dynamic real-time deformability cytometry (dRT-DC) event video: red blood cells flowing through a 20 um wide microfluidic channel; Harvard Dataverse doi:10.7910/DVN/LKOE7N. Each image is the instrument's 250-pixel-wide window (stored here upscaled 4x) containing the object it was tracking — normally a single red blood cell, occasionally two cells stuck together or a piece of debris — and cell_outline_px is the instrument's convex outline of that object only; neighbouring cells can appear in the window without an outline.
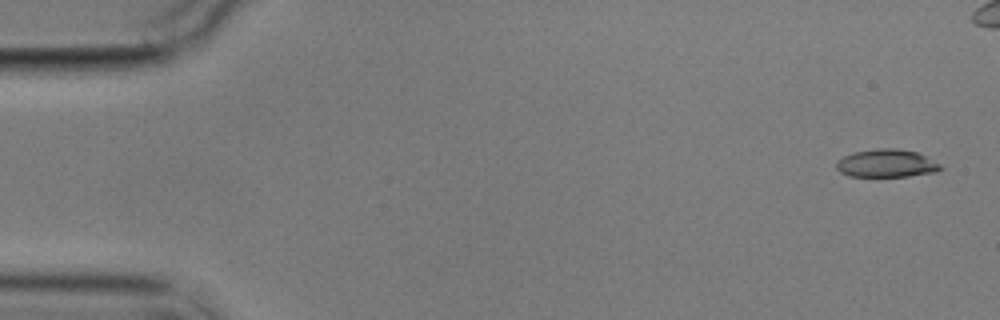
{"species": "common noctule bat (a hibernating species)", "species_latin": "Nyctalus noctula", "temperature_condition": "cold", "stored_images_in_passage": 6, "camera_frame_rate_fps": 3000, "um_per_image_px": 0.085, "animal": {"sex": "male", "body_mass_g": 17.9}, "frame": {"image": 1, "passage_image": 1, "time_ms": 0.0, "image_size_px": [1000, 320], "cell_outline_px": [[944, 168], [936, 172], [908, 176], [848, 176], [840, 172], [836, 168], [836, 160], [844, 156], [856, 152], [880, 148], [896, 148], [916, 152], [940, 164]], "centroid_in_image_um": [75.34, 13.89], "position_along_channel_um": 9.7, "area_um2": 16.82}}
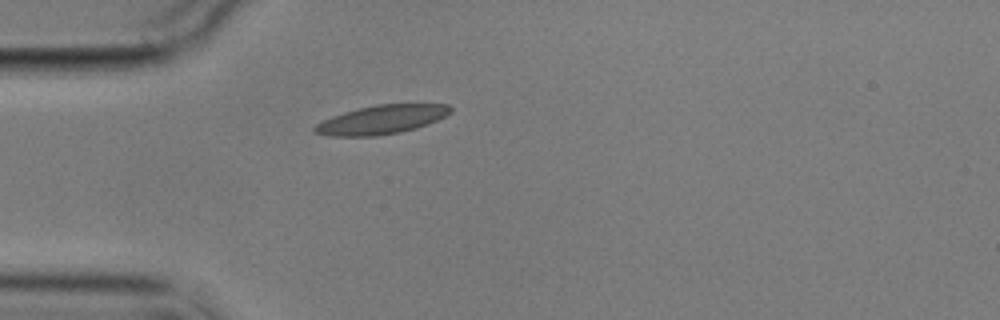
{"frame": {"image": 2, "passage_image": 6, "time_ms": 7.0, "image_size_px": [1000, 320], "cell_outline_px": [[452, 112], [436, 120], [416, 128], [400, 132], [376, 136], [332, 136], [312, 132], [312, 128], [316, 124], [332, 116], [356, 108], [376, 104], [448, 104], [452, 108]], "centroid_in_image_um": [32.4, 10.16], "position_along_channel_um": 52.6, "area_um2": 22.77}}